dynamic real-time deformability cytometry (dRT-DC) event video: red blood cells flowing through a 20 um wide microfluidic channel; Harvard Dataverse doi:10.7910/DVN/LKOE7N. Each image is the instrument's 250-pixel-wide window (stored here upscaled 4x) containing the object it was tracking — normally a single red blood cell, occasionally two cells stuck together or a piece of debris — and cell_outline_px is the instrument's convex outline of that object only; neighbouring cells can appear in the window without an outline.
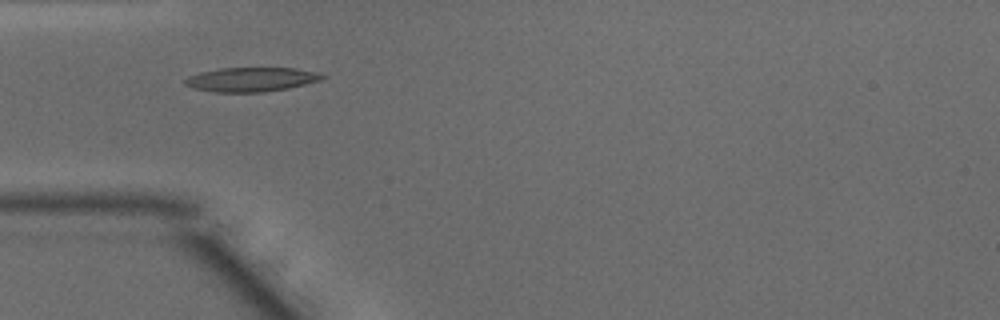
{"species": "common noctule bat (a hibernating species)", "species_latin": "Nyctalus noctula", "temperature_condition": "warm", "stored_images_in_passage": 4, "camera_frame_rate_fps": 3000, "um_per_image_px": 0.085, "animal": {"sex": "male", "body_mass_g": 15.6}, "frame": {"image": 1, "passage_image": 1, "time_ms": 0.0, "image_size_px": [1000, 320], "cell_outline_px": [[328, 76], [324, 80], [288, 88], [264, 92], [216, 92], [192, 88], [184, 84], [184, 80], [188, 76], [200, 72], [220, 68], [296, 68], [320, 72]], "centroid_in_image_um": [21.41, 6.75], "position_along_channel_um": 63.6, "area_um2": 19.65}}